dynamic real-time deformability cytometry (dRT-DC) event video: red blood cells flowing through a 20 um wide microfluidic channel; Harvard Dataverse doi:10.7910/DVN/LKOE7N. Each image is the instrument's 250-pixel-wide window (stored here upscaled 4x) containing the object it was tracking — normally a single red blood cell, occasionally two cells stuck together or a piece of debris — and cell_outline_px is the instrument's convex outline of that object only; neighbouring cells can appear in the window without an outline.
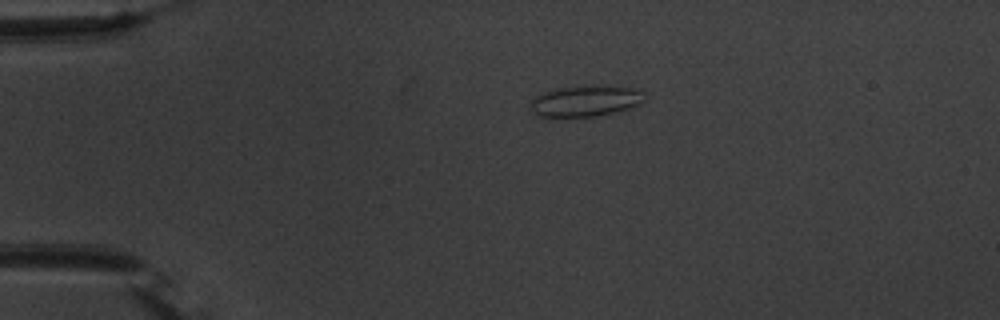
{"species": "common noctule bat (a hibernating species)", "species_latin": "Nyctalus noctula", "temperature_condition": "warm", "stored_images_in_passage": 44, "camera_frame_rate_fps": 3000, "um_per_image_px": 0.085, "animal": {"sex": "male", "body_mass_g": 20.1, "forearm_length_mm": 53.5}, "frame": {"image": 1, "passage_image": 1, "time_ms": 0.0, "image_size_px": [1000, 320], "cell_outline_px": [[644, 100], [636, 104], [616, 112], [596, 116], [536, 116], [532, 112], [532, 100], [536, 96], [544, 92], [560, 88], [632, 88], [644, 92]], "centroid_in_image_um": [49.72, 8.63], "position_along_channel_um": 35.3, "area_um2": 19.31}}
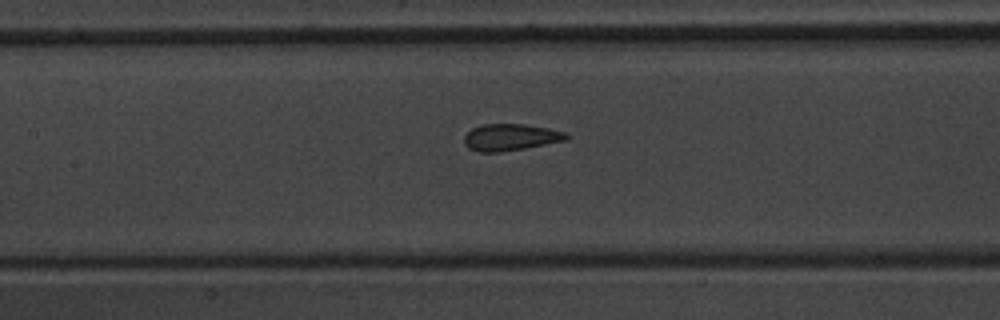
{"frame": {"image": 2, "passage_image": 15, "time_ms": 4.667, "image_size_px": [1000, 320], "cell_outline_px": [[568, 136], [564, 140], [524, 148], [500, 152], [476, 152], [468, 148], [464, 144], [464, 136], [472, 128], [484, 124], [524, 124], [548, 128], [568, 132]], "centroid_in_image_um": [43.35, 11.66], "position_along_channel_um": 164.1, "area_um2": 15.84}}
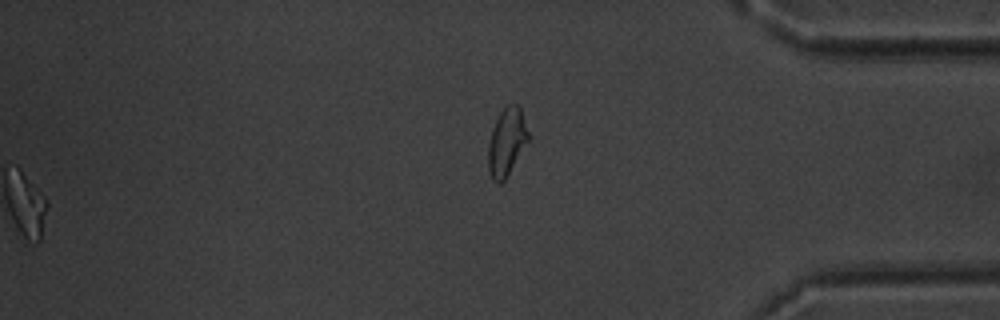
{"frame": {"image": 3, "passage_image": 35, "time_ms": 11.333, "image_size_px": [1000, 320], "cell_outline_px": [[532, 136], [504, 180], [500, 184], [496, 184], [492, 180], [488, 172], [488, 144], [492, 128], [500, 112], [508, 104], [516, 104], [520, 108]], "centroid_in_image_um": [43.08, 12.08], "position_along_channel_um": 392.1, "area_um2": 16.13}, "authors_computed_cell_mechanics": {"area_um2": 15.9817, "velocity_mm_per_s": 3.7208, "shape_relaxation_time_tau1_ms": 7.7, "shape_relaxation_time_tau2_ms": 0.9352, "deformation_change_tau1": 0.1633, "deformation_change_tau2": 0.0852}}